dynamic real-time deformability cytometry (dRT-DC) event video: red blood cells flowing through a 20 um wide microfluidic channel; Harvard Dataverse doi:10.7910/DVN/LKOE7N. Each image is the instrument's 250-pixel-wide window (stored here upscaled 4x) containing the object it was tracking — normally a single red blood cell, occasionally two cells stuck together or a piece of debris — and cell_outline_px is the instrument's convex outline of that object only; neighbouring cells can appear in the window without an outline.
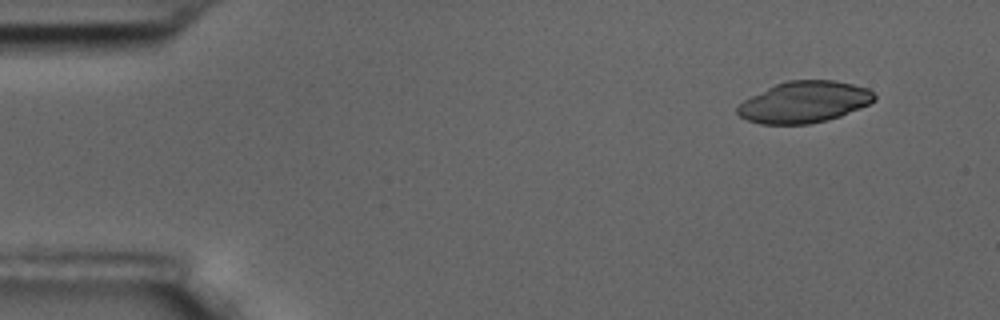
{"species": "common noctule bat (a hibernating species)", "species_latin": "Nyctalus noctula", "temperature_condition": "room temperature", "stored_images_in_passage": 5, "camera_frame_rate_fps": 3000, "um_per_image_px": 0.085, "animal": {"sex": "male", "body_mass_g": 17.5, "forearm_length_mm": 52.3}, "frame": {"image": 1, "passage_image": 2, "time_ms": 0.333, "image_size_px": [1000, 320], "cell_outline_px": [[876, 100], [860, 108], [840, 116], [828, 120], [808, 124], [760, 124], [748, 120], [740, 116], [736, 112], [736, 108], [744, 100], [776, 84], [788, 80], [836, 80], [868, 88], [876, 96]], "centroid_in_image_um": [68.38, 8.68], "position_along_channel_um": 16.6, "area_um2": 32.89}}